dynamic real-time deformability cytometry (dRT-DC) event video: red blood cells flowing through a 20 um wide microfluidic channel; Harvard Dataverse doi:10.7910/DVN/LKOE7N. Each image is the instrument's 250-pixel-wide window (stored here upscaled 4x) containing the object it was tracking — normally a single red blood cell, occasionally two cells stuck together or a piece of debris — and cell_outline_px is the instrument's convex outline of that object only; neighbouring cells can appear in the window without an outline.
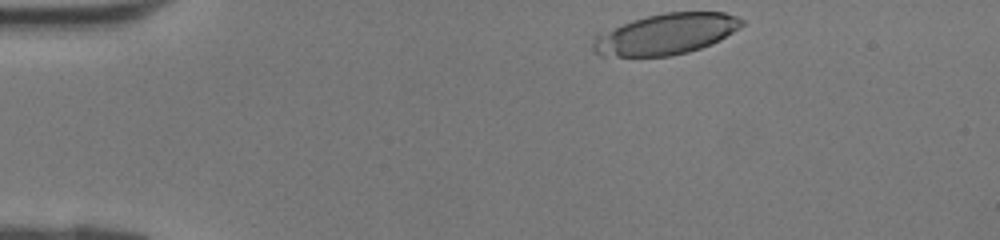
{"species": "human", "species_latin": "Homo sapiens", "temperature_condition": "room temperature", "stored_images_in_passage": 26, "camera_frame_rate_fps": 3000, "um_per_image_px": 0.085, "donor": {"sex": "female"}, "frame": {"image": 1, "passage_image": 1, "time_ms": 0.0, "image_size_px": [1000, 240], "cell_outline_px": [[744, 24], [720, 40], [712, 44], [688, 52], [672, 56], [600, 56], [592, 48], [592, 44], [596, 32], [632, 20], [664, 12], [724, 12], [736, 16], [744, 20]], "centroid_in_image_um": [56.55, 2.89], "position_along_channel_um": 28.4, "area_um2": 35.66}}
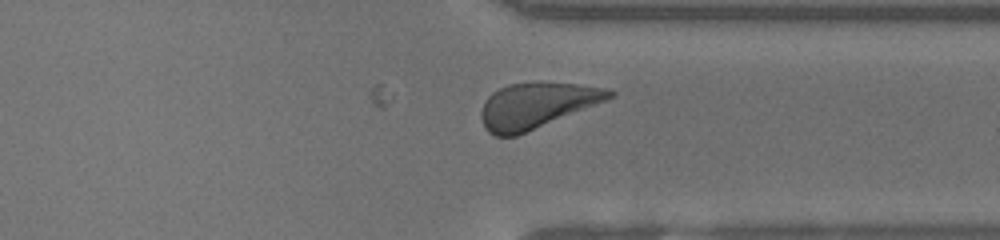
{"frame": {"image": 2, "passage_image": 26, "time_ms": 8.333, "image_size_px": [1000, 240], "cell_outline_px": [[616, 96], [516, 136], [496, 136], [488, 132], [484, 128], [480, 116], [480, 112], [488, 96], [492, 92], [508, 84], [576, 84], [604, 88], [616, 92]], "centroid_in_image_um": [45.57, 8.99], "position_along_channel_um": 365.8, "area_um2": 33.12}}